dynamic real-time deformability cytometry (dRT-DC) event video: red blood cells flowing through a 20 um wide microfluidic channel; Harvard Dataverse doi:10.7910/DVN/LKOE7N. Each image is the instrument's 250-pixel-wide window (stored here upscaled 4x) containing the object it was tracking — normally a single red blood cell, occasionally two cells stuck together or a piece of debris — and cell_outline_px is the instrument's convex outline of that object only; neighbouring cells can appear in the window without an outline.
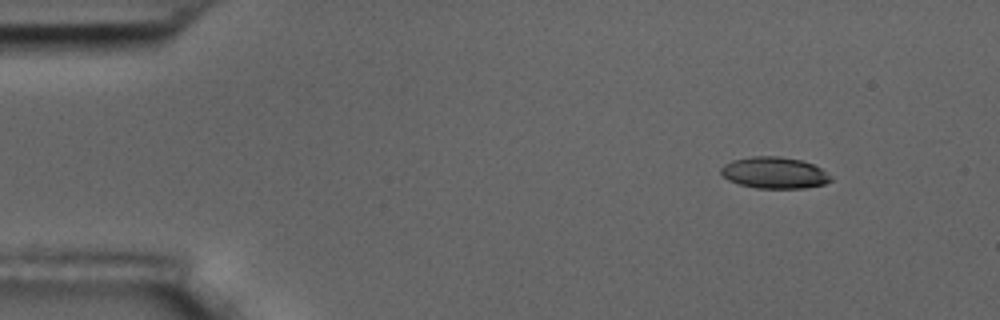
{"species": "common noctule bat (a hibernating species)", "species_latin": "Nyctalus noctula", "temperature_condition": "room temperature", "stored_images_in_passage": 3, "camera_frame_rate_fps": 3000, "um_per_image_px": 0.085, "animal": {"sex": "male", "body_mass_g": 17.5, "forearm_length_mm": 52.3}, "frame": {"image": 1, "passage_image": 1, "time_ms": 0.0, "image_size_px": [1000, 320], "cell_outline_px": [[832, 180], [824, 184], [804, 188], [756, 188], [740, 184], [728, 180], [720, 172], [720, 168], [724, 164], [732, 160], [752, 156], [780, 156], [800, 160], [812, 164], [820, 168], [832, 176]], "centroid_in_image_um": [65.81, 14.68], "position_along_channel_um": 19.2, "area_um2": 20.11}}
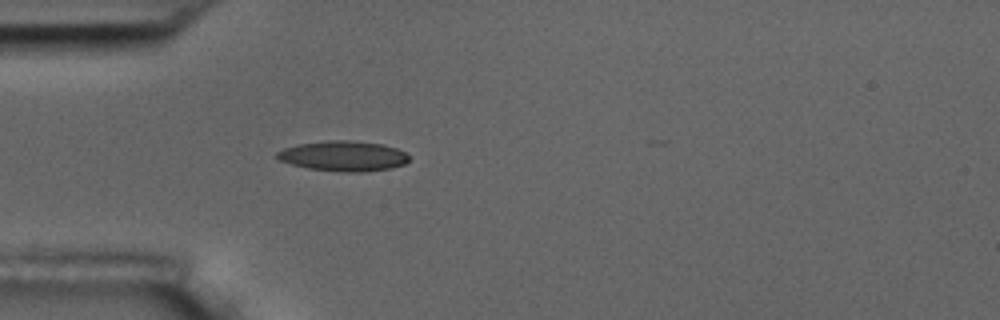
{"frame": {"image": 2, "passage_image": 3, "time_ms": 3.333, "image_size_px": [1000, 320], "cell_outline_px": [[408, 160], [404, 164], [392, 168], [364, 172], [344, 172], [308, 168], [292, 164], [280, 160], [276, 156], [276, 152], [284, 148], [296, 144], [328, 140], [348, 140], [384, 144], [396, 148], [404, 152], [408, 156]], "centroid_in_image_um": [29.18, 13.25], "position_along_channel_um": 55.8, "area_um2": 23.24}}